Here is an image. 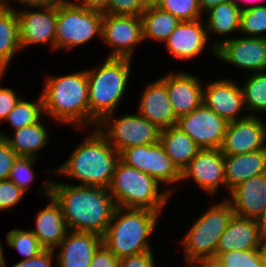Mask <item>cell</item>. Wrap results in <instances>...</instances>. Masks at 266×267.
I'll return each instance as SVG.
<instances>
[{
  "instance_id": "1",
  "label": "cell",
  "mask_w": 266,
  "mask_h": 267,
  "mask_svg": "<svg viewBox=\"0 0 266 267\" xmlns=\"http://www.w3.org/2000/svg\"><path fill=\"white\" fill-rule=\"evenodd\" d=\"M50 194L59 203L70 231L103 237L116 209L107 188L51 181Z\"/></svg>"
},
{
  "instance_id": "2",
  "label": "cell",
  "mask_w": 266,
  "mask_h": 267,
  "mask_svg": "<svg viewBox=\"0 0 266 267\" xmlns=\"http://www.w3.org/2000/svg\"><path fill=\"white\" fill-rule=\"evenodd\" d=\"M43 87L40 95L44 115L47 114L60 124L72 123L77 129L87 125L97 128L99 122L89 112L85 70L62 76H47Z\"/></svg>"
},
{
  "instance_id": "3",
  "label": "cell",
  "mask_w": 266,
  "mask_h": 267,
  "mask_svg": "<svg viewBox=\"0 0 266 267\" xmlns=\"http://www.w3.org/2000/svg\"><path fill=\"white\" fill-rule=\"evenodd\" d=\"M118 161L119 153L98 128H94L91 135L76 146L68 159L53 172L78 180L80 186L108 189Z\"/></svg>"
},
{
  "instance_id": "4",
  "label": "cell",
  "mask_w": 266,
  "mask_h": 267,
  "mask_svg": "<svg viewBox=\"0 0 266 267\" xmlns=\"http://www.w3.org/2000/svg\"><path fill=\"white\" fill-rule=\"evenodd\" d=\"M160 213L149 209L116 207L103 235V244L118 258L151 251L149 237Z\"/></svg>"
},
{
  "instance_id": "5",
  "label": "cell",
  "mask_w": 266,
  "mask_h": 267,
  "mask_svg": "<svg viewBox=\"0 0 266 267\" xmlns=\"http://www.w3.org/2000/svg\"><path fill=\"white\" fill-rule=\"evenodd\" d=\"M160 183L147 173L117 162L108 190L116 207L149 209L161 213L174 189L160 191Z\"/></svg>"
},
{
  "instance_id": "6",
  "label": "cell",
  "mask_w": 266,
  "mask_h": 267,
  "mask_svg": "<svg viewBox=\"0 0 266 267\" xmlns=\"http://www.w3.org/2000/svg\"><path fill=\"white\" fill-rule=\"evenodd\" d=\"M131 59L107 58L98 68L86 70L89 112L100 122L115 113L129 82Z\"/></svg>"
},
{
  "instance_id": "7",
  "label": "cell",
  "mask_w": 266,
  "mask_h": 267,
  "mask_svg": "<svg viewBox=\"0 0 266 267\" xmlns=\"http://www.w3.org/2000/svg\"><path fill=\"white\" fill-rule=\"evenodd\" d=\"M233 215V207L227 199L207 209L181 240L186 261L216 257L220 237Z\"/></svg>"
},
{
  "instance_id": "8",
  "label": "cell",
  "mask_w": 266,
  "mask_h": 267,
  "mask_svg": "<svg viewBox=\"0 0 266 267\" xmlns=\"http://www.w3.org/2000/svg\"><path fill=\"white\" fill-rule=\"evenodd\" d=\"M103 12L89 10L71 0L57 4L55 49H74L93 37L102 38Z\"/></svg>"
},
{
  "instance_id": "9",
  "label": "cell",
  "mask_w": 266,
  "mask_h": 267,
  "mask_svg": "<svg viewBox=\"0 0 266 267\" xmlns=\"http://www.w3.org/2000/svg\"><path fill=\"white\" fill-rule=\"evenodd\" d=\"M97 128L118 153L131 146L155 144L160 136V129L138 112L117 118L111 113L98 123Z\"/></svg>"
},
{
  "instance_id": "10",
  "label": "cell",
  "mask_w": 266,
  "mask_h": 267,
  "mask_svg": "<svg viewBox=\"0 0 266 267\" xmlns=\"http://www.w3.org/2000/svg\"><path fill=\"white\" fill-rule=\"evenodd\" d=\"M119 160L125 165L147 173L158 183L174 185L181 182V172L165 152L162 144L131 146L119 153Z\"/></svg>"
},
{
  "instance_id": "11",
  "label": "cell",
  "mask_w": 266,
  "mask_h": 267,
  "mask_svg": "<svg viewBox=\"0 0 266 267\" xmlns=\"http://www.w3.org/2000/svg\"><path fill=\"white\" fill-rule=\"evenodd\" d=\"M226 38V39H225ZM211 50L220 61L247 72H266V38L224 37L215 40ZM214 45V46H213Z\"/></svg>"
},
{
  "instance_id": "12",
  "label": "cell",
  "mask_w": 266,
  "mask_h": 267,
  "mask_svg": "<svg viewBox=\"0 0 266 267\" xmlns=\"http://www.w3.org/2000/svg\"><path fill=\"white\" fill-rule=\"evenodd\" d=\"M101 40L113 49L106 58L132 60L137 45L144 42L141 17L103 13Z\"/></svg>"
},
{
  "instance_id": "13",
  "label": "cell",
  "mask_w": 266,
  "mask_h": 267,
  "mask_svg": "<svg viewBox=\"0 0 266 267\" xmlns=\"http://www.w3.org/2000/svg\"><path fill=\"white\" fill-rule=\"evenodd\" d=\"M228 122L202 104L178 119L177 126L189 135L200 149H220Z\"/></svg>"
},
{
  "instance_id": "14",
  "label": "cell",
  "mask_w": 266,
  "mask_h": 267,
  "mask_svg": "<svg viewBox=\"0 0 266 267\" xmlns=\"http://www.w3.org/2000/svg\"><path fill=\"white\" fill-rule=\"evenodd\" d=\"M266 148V124L255 115L228 122L223 155H241Z\"/></svg>"
},
{
  "instance_id": "15",
  "label": "cell",
  "mask_w": 266,
  "mask_h": 267,
  "mask_svg": "<svg viewBox=\"0 0 266 267\" xmlns=\"http://www.w3.org/2000/svg\"><path fill=\"white\" fill-rule=\"evenodd\" d=\"M16 10L19 22V38L21 50L30 45H43L48 43L55 49L57 5Z\"/></svg>"
},
{
  "instance_id": "16",
  "label": "cell",
  "mask_w": 266,
  "mask_h": 267,
  "mask_svg": "<svg viewBox=\"0 0 266 267\" xmlns=\"http://www.w3.org/2000/svg\"><path fill=\"white\" fill-rule=\"evenodd\" d=\"M189 178L211 197L216 195L220 186L226 187L224 155L221 149H200L181 172V182Z\"/></svg>"
},
{
  "instance_id": "17",
  "label": "cell",
  "mask_w": 266,
  "mask_h": 267,
  "mask_svg": "<svg viewBox=\"0 0 266 267\" xmlns=\"http://www.w3.org/2000/svg\"><path fill=\"white\" fill-rule=\"evenodd\" d=\"M236 83L227 78L204 83L206 86H203V104L227 122L255 115L248 113L239 117V114L245 111V105L242 89Z\"/></svg>"
},
{
  "instance_id": "18",
  "label": "cell",
  "mask_w": 266,
  "mask_h": 267,
  "mask_svg": "<svg viewBox=\"0 0 266 267\" xmlns=\"http://www.w3.org/2000/svg\"><path fill=\"white\" fill-rule=\"evenodd\" d=\"M234 215L258 220L265 227L266 173L243 181L229 193Z\"/></svg>"
},
{
  "instance_id": "19",
  "label": "cell",
  "mask_w": 266,
  "mask_h": 267,
  "mask_svg": "<svg viewBox=\"0 0 266 267\" xmlns=\"http://www.w3.org/2000/svg\"><path fill=\"white\" fill-rule=\"evenodd\" d=\"M51 181L45 179L40 192L47 196L50 202L44 209L38 211L35 217V229L30 231L38 238L44 249L55 250L69 230L59 203L50 194Z\"/></svg>"
},
{
  "instance_id": "20",
  "label": "cell",
  "mask_w": 266,
  "mask_h": 267,
  "mask_svg": "<svg viewBox=\"0 0 266 267\" xmlns=\"http://www.w3.org/2000/svg\"><path fill=\"white\" fill-rule=\"evenodd\" d=\"M167 88L174 113L179 119L203 104L202 81L188 72H170L160 78Z\"/></svg>"
},
{
  "instance_id": "21",
  "label": "cell",
  "mask_w": 266,
  "mask_h": 267,
  "mask_svg": "<svg viewBox=\"0 0 266 267\" xmlns=\"http://www.w3.org/2000/svg\"><path fill=\"white\" fill-rule=\"evenodd\" d=\"M202 19L203 17L194 21H180L164 42L170 55L191 60L202 54L208 41V32Z\"/></svg>"
},
{
  "instance_id": "22",
  "label": "cell",
  "mask_w": 266,
  "mask_h": 267,
  "mask_svg": "<svg viewBox=\"0 0 266 267\" xmlns=\"http://www.w3.org/2000/svg\"><path fill=\"white\" fill-rule=\"evenodd\" d=\"M137 112L163 130L177 125L166 84L159 78L146 86L140 97Z\"/></svg>"
},
{
  "instance_id": "23",
  "label": "cell",
  "mask_w": 266,
  "mask_h": 267,
  "mask_svg": "<svg viewBox=\"0 0 266 267\" xmlns=\"http://www.w3.org/2000/svg\"><path fill=\"white\" fill-rule=\"evenodd\" d=\"M103 244L101 236L94 233L68 231L56 247L58 267H89L97 249Z\"/></svg>"
},
{
  "instance_id": "24",
  "label": "cell",
  "mask_w": 266,
  "mask_h": 267,
  "mask_svg": "<svg viewBox=\"0 0 266 267\" xmlns=\"http://www.w3.org/2000/svg\"><path fill=\"white\" fill-rule=\"evenodd\" d=\"M263 229L261 221L233 215L220 237L216 258L230 251L257 250Z\"/></svg>"
},
{
  "instance_id": "25",
  "label": "cell",
  "mask_w": 266,
  "mask_h": 267,
  "mask_svg": "<svg viewBox=\"0 0 266 267\" xmlns=\"http://www.w3.org/2000/svg\"><path fill=\"white\" fill-rule=\"evenodd\" d=\"M225 182L228 193L243 181L266 173V148L241 155H224Z\"/></svg>"
},
{
  "instance_id": "26",
  "label": "cell",
  "mask_w": 266,
  "mask_h": 267,
  "mask_svg": "<svg viewBox=\"0 0 266 267\" xmlns=\"http://www.w3.org/2000/svg\"><path fill=\"white\" fill-rule=\"evenodd\" d=\"M159 141L180 172L189 165L200 150L193 139L177 125L160 130Z\"/></svg>"
},
{
  "instance_id": "27",
  "label": "cell",
  "mask_w": 266,
  "mask_h": 267,
  "mask_svg": "<svg viewBox=\"0 0 266 267\" xmlns=\"http://www.w3.org/2000/svg\"><path fill=\"white\" fill-rule=\"evenodd\" d=\"M41 121L43 120L15 130L12 138L4 132L0 133V137L7 141L17 156L38 158L40 152L37 151L45 148L50 138L49 132Z\"/></svg>"
},
{
  "instance_id": "28",
  "label": "cell",
  "mask_w": 266,
  "mask_h": 267,
  "mask_svg": "<svg viewBox=\"0 0 266 267\" xmlns=\"http://www.w3.org/2000/svg\"><path fill=\"white\" fill-rule=\"evenodd\" d=\"M14 6H7L0 13V81L12 58L21 51L18 14Z\"/></svg>"
},
{
  "instance_id": "29",
  "label": "cell",
  "mask_w": 266,
  "mask_h": 267,
  "mask_svg": "<svg viewBox=\"0 0 266 267\" xmlns=\"http://www.w3.org/2000/svg\"><path fill=\"white\" fill-rule=\"evenodd\" d=\"M242 4L238 0H230L212 7L207 12L205 26L209 34L226 36L240 30Z\"/></svg>"
},
{
  "instance_id": "30",
  "label": "cell",
  "mask_w": 266,
  "mask_h": 267,
  "mask_svg": "<svg viewBox=\"0 0 266 267\" xmlns=\"http://www.w3.org/2000/svg\"><path fill=\"white\" fill-rule=\"evenodd\" d=\"M140 17L144 41L153 39L165 42L180 23L176 16L161 10L156 5H148Z\"/></svg>"
},
{
  "instance_id": "31",
  "label": "cell",
  "mask_w": 266,
  "mask_h": 267,
  "mask_svg": "<svg viewBox=\"0 0 266 267\" xmlns=\"http://www.w3.org/2000/svg\"><path fill=\"white\" fill-rule=\"evenodd\" d=\"M246 111L266 112V73H252L242 87Z\"/></svg>"
},
{
  "instance_id": "32",
  "label": "cell",
  "mask_w": 266,
  "mask_h": 267,
  "mask_svg": "<svg viewBox=\"0 0 266 267\" xmlns=\"http://www.w3.org/2000/svg\"><path fill=\"white\" fill-rule=\"evenodd\" d=\"M42 114H44V108L41 95L34 103L20 98L4 121H8L15 131L39 122Z\"/></svg>"
},
{
  "instance_id": "33",
  "label": "cell",
  "mask_w": 266,
  "mask_h": 267,
  "mask_svg": "<svg viewBox=\"0 0 266 267\" xmlns=\"http://www.w3.org/2000/svg\"><path fill=\"white\" fill-rule=\"evenodd\" d=\"M252 5L242 7L239 33L245 37L266 38V5Z\"/></svg>"
},
{
  "instance_id": "34",
  "label": "cell",
  "mask_w": 266,
  "mask_h": 267,
  "mask_svg": "<svg viewBox=\"0 0 266 267\" xmlns=\"http://www.w3.org/2000/svg\"><path fill=\"white\" fill-rule=\"evenodd\" d=\"M7 244L16 249L24 260L31 259L41 253L44 248L38 238L29 230L11 229L6 235Z\"/></svg>"
},
{
  "instance_id": "35",
  "label": "cell",
  "mask_w": 266,
  "mask_h": 267,
  "mask_svg": "<svg viewBox=\"0 0 266 267\" xmlns=\"http://www.w3.org/2000/svg\"><path fill=\"white\" fill-rule=\"evenodd\" d=\"M156 6L180 21H194L202 17L199 0H159Z\"/></svg>"
},
{
  "instance_id": "36",
  "label": "cell",
  "mask_w": 266,
  "mask_h": 267,
  "mask_svg": "<svg viewBox=\"0 0 266 267\" xmlns=\"http://www.w3.org/2000/svg\"><path fill=\"white\" fill-rule=\"evenodd\" d=\"M37 158L18 156L11 168L9 180L12 181L25 193L29 189V185L35 180L33 165Z\"/></svg>"
},
{
  "instance_id": "37",
  "label": "cell",
  "mask_w": 266,
  "mask_h": 267,
  "mask_svg": "<svg viewBox=\"0 0 266 267\" xmlns=\"http://www.w3.org/2000/svg\"><path fill=\"white\" fill-rule=\"evenodd\" d=\"M217 258L224 267H263L258 250L230 251Z\"/></svg>"
},
{
  "instance_id": "38",
  "label": "cell",
  "mask_w": 266,
  "mask_h": 267,
  "mask_svg": "<svg viewBox=\"0 0 266 267\" xmlns=\"http://www.w3.org/2000/svg\"><path fill=\"white\" fill-rule=\"evenodd\" d=\"M147 6L144 0H109L107 10L104 13L140 16Z\"/></svg>"
},
{
  "instance_id": "39",
  "label": "cell",
  "mask_w": 266,
  "mask_h": 267,
  "mask_svg": "<svg viewBox=\"0 0 266 267\" xmlns=\"http://www.w3.org/2000/svg\"><path fill=\"white\" fill-rule=\"evenodd\" d=\"M24 194L26 193L9 179L0 181V210L13 208L21 201Z\"/></svg>"
},
{
  "instance_id": "40",
  "label": "cell",
  "mask_w": 266,
  "mask_h": 267,
  "mask_svg": "<svg viewBox=\"0 0 266 267\" xmlns=\"http://www.w3.org/2000/svg\"><path fill=\"white\" fill-rule=\"evenodd\" d=\"M17 157L7 141L0 137V181L9 179L11 168Z\"/></svg>"
},
{
  "instance_id": "41",
  "label": "cell",
  "mask_w": 266,
  "mask_h": 267,
  "mask_svg": "<svg viewBox=\"0 0 266 267\" xmlns=\"http://www.w3.org/2000/svg\"><path fill=\"white\" fill-rule=\"evenodd\" d=\"M118 267H156L153 251L120 258Z\"/></svg>"
},
{
  "instance_id": "42",
  "label": "cell",
  "mask_w": 266,
  "mask_h": 267,
  "mask_svg": "<svg viewBox=\"0 0 266 267\" xmlns=\"http://www.w3.org/2000/svg\"><path fill=\"white\" fill-rule=\"evenodd\" d=\"M119 259L102 244L95 252L89 267H118Z\"/></svg>"
},
{
  "instance_id": "43",
  "label": "cell",
  "mask_w": 266,
  "mask_h": 267,
  "mask_svg": "<svg viewBox=\"0 0 266 267\" xmlns=\"http://www.w3.org/2000/svg\"><path fill=\"white\" fill-rule=\"evenodd\" d=\"M19 99L12 88H0V121L3 122L6 119Z\"/></svg>"
},
{
  "instance_id": "44",
  "label": "cell",
  "mask_w": 266,
  "mask_h": 267,
  "mask_svg": "<svg viewBox=\"0 0 266 267\" xmlns=\"http://www.w3.org/2000/svg\"><path fill=\"white\" fill-rule=\"evenodd\" d=\"M54 251L55 250L44 249L35 257L27 260L23 259L12 267H53L52 260H54Z\"/></svg>"
},
{
  "instance_id": "45",
  "label": "cell",
  "mask_w": 266,
  "mask_h": 267,
  "mask_svg": "<svg viewBox=\"0 0 266 267\" xmlns=\"http://www.w3.org/2000/svg\"><path fill=\"white\" fill-rule=\"evenodd\" d=\"M73 2L86 9L96 10L103 13L107 10L109 4V0H79V1L77 0V2L76 1Z\"/></svg>"
},
{
  "instance_id": "46",
  "label": "cell",
  "mask_w": 266,
  "mask_h": 267,
  "mask_svg": "<svg viewBox=\"0 0 266 267\" xmlns=\"http://www.w3.org/2000/svg\"><path fill=\"white\" fill-rule=\"evenodd\" d=\"M11 1L24 4L25 7H30V8L37 7L38 8L37 10H39V8L41 7L57 5L62 0H10L7 3V6H11V3H10Z\"/></svg>"
},
{
  "instance_id": "47",
  "label": "cell",
  "mask_w": 266,
  "mask_h": 267,
  "mask_svg": "<svg viewBox=\"0 0 266 267\" xmlns=\"http://www.w3.org/2000/svg\"><path fill=\"white\" fill-rule=\"evenodd\" d=\"M257 250L259 252L263 267H266V227H264L262 231Z\"/></svg>"
},
{
  "instance_id": "48",
  "label": "cell",
  "mask_w": 266,
  "mask_h": 267,
  "mask_svg": "<svg viewBox=\"0 0 266 267\" xmlns=\"http://www.w3.org/2000/svg\"><path fill=\"white\" fill-rule=\"evenodd\" d=\"M194 263H196L199 267H224V265L216 257L201 258L195 260Z\"/></svg>"
},
{
  "instance_id": "49",
  "label": "cell",
  "mask_w": 266,
  "mask_h": 267,
  "mask_svg": "<svg viewBox=\"0 0 266 267\" xmlns=\"http://www.w3.org/2000/svg\"><path fill=\"white\" fill-rule=\"evenodd\" d=\"M227 1H230V0H199V5H200L202 12L204 13L205 11L206 13V11H208L212 7L217 6L218 4L224 3ZM246 1L249 3L252 1H255L257 3L260 0H246Z\"/></svg>"
},
{
  "instance_id": "50",
  "label": "cell",
  "mask_w": 266,
  "mask_h": 267,
  "mask_svg": "<svg viewBox=\"0 0 266 267\" xmlns=\"http://www.w3.org/2000/svg\"><path fill=\"white\" fill-rule=\"evenodd\" d=\"M6 259L4 257V251L2 245L0 244V267H6Z\"/></svg>"
},
{
  "instance_id": "51",
  "label": "cell",
  "mask_w": 266,
  "mask_h": 267,
  "mask_svg": "<svg viewBox=\"0 0 266 267\" xmlns=\"http://www.w3.org/2000/svg\"><path fill=\"white\" fill-rule=\"evenodd\" d=\"M7 8V3L4 0H0V13Z\"/></svg>"
},
{
  "instance_id": "52",
  "label": "cell",
  "mask_w": 266,
  "mask_h": 267,
  "mask_svg": "<svg viewBox=\"0 0 266 267\" xmlns=\"http://www.w3.org/2000/svg\"><path fill=\"white\" fill-rule=\"evenodd\" d=\"M147 5H156L159 0H144Z\"/></svg>"
},
{
  "instance_id": "53",
  "label": "cell",
  "mask_w": 266,
  "mask_h": 267,
  "mask_svg": "<svg viewBox=\"0 0 266 267\" xmlns=\"http://www.w3.org/2000/svg\"><path fill=\"white\" fill-rule=\"evenodd\" d=\"M189 267H199L194 261H186ZM195 264V265H194Z\"/></svg>"
}]
</instances>
